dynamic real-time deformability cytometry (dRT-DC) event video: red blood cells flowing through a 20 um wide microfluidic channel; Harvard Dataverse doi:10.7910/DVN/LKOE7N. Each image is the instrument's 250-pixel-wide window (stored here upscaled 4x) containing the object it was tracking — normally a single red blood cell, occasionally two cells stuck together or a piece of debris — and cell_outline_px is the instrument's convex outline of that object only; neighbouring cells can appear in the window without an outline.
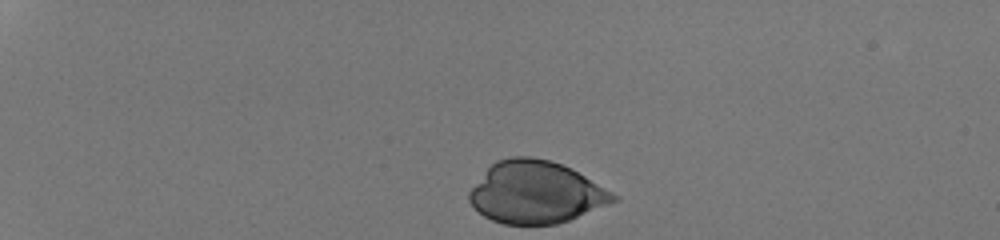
{"species": "human", "species_latin": "Homo sapiens", "temperature_condition": "room temperature", "stored_images_in_passage": 34, "camera_frame_rate_fps": 3000, "um_per_image_px": 0.085, "donor": {"sex": "male"}, "frame": {"image": 1, "passage_image": 1, "time_ms": 0.0, "image_size_px": [1000, 240], "cell_outline_px": [[620, 200], [568, 220], [556, 224], [504, 224], [492, 220], [484, 216], [468, 200], [468, 192], [488, 168], [496, 160], [512, 156], [532, 156], [548, 160], [572, 168], [620, 196]], "centroid_in_image_um": [45.58, 16.34], "position_along_channel_um": 39.4, "area_um2": 52.08}}
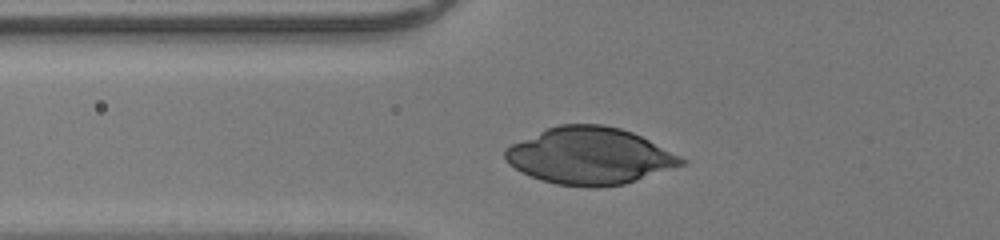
{"frame": {"image": 2, "passage_image": 10, "time_ms": 3.0, "image_size_px": [1000, 240], "cell_outline_px": [[688, 164], [624, 184], [596, 188], [588, 188], [556, 184], [540, 180], [520, 172], [504, 156], [504, 152], [512, 144], [548, 128], [560, 124], [600, 124], [620, 128], [632, 132], [688, 160]], "centroid_in_image_um": [50.16, 13.27], "position_along_channel_um": 75.6, "area_um2": 58.15}}
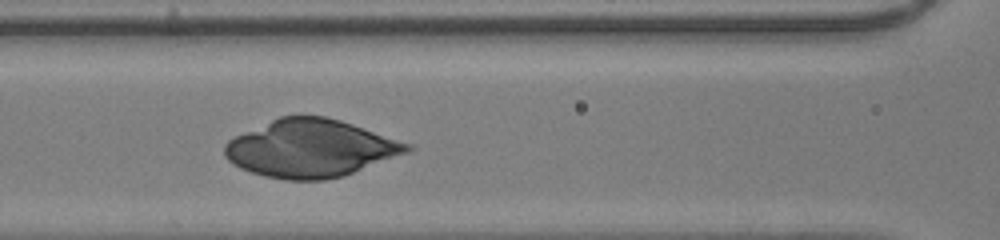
{"frame": {"image": 3, "passage_image": 15, "time_ms": 4.667, "image_size_px": [1000, 240], "cell_outline_px": [[412, 148], [408, 152], [344, 176], [324, 180], [284, 180], [264, 176], [240, 168], [232, 164], [224, 156], [224, 144], [228, 140], [244, 132], [280, 116], [324, 116], [340, 120], [412, 144]], "centroid_in_image_um": [26.38, 12.62], "position_along_channel_um": 140.2, "area_um2": 61.04}}